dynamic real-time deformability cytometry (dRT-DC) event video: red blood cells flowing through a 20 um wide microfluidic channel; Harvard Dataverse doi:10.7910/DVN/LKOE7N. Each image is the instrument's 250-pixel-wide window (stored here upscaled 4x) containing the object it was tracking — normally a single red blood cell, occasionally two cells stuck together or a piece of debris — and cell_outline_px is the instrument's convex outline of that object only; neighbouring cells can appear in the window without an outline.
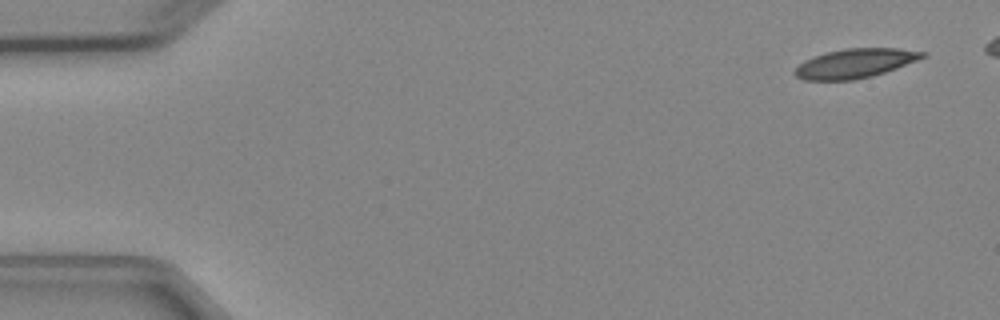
{"species": "Egyptian fruit bat (a non-hibernating species)", "species_latin": "Rousettus aegyptiacus", "temperature_condition": "cold", "stored_images_in_passage": 7, "camera_frame_rate_fps": 3000, "um_per_image_px": 0.085, "animal": {"sex": "female"}, "frame": {"image": 1, "passage_image": 1, "time_ms": 0.0, "image_size_px": [1000, 320], "cell_outline_px": [[928, 56], [896, 68], [872, 76], [856, 80], [804, 80], [796, 76], [792, 72], [804, 60], [812, 56], [844, 48], [896, 48], [928, 52]], "centroid_in_image_um": [72.68, 5.38], "position_along_channel_um": 12.3, "area_um2": 21.85}}